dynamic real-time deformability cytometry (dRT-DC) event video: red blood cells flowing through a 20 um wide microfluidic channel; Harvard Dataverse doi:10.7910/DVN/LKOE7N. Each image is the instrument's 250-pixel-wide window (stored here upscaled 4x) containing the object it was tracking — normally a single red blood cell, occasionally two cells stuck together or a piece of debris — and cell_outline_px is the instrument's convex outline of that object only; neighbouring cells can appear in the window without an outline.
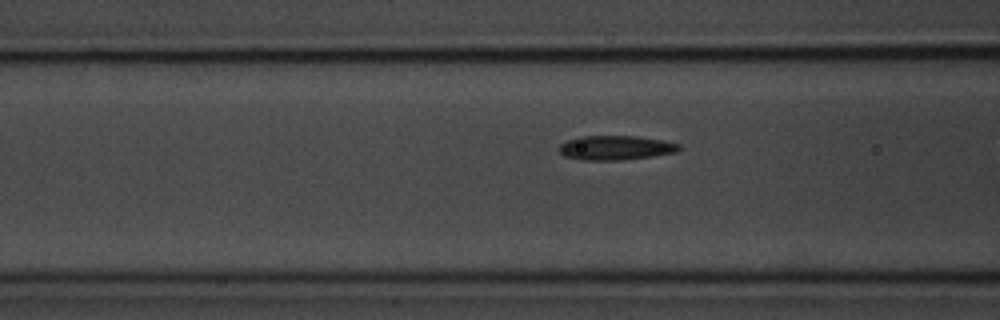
{"species": "common noctule bat (a hibernating species)", "species_latin": "Nyctalus noctula", "temperature_condition": "room temperature", "stored_images_in_passage": 42, "camera_frame_rate_fps": 3000, "um_per_image_px": 0.085, "animal": {"sex": "male", "body_mass_g": 20.1, "forearm_length_mm": 53.5}, "frame": {"image": 1, "passage_image": 19, "time_ms": 6.0, "image_size_px": [1000, 320], "cell_outline_px": [[680, 148], [676, 152], [652, 156], [624, 160], [580, 160], [564, 156], [560, 152], [560, 144], [568, 140], [580, 136], [636, 136], [660, 140], [680, 144]], "centroid_in_image_um": [52.3, 12.56], "position_along_channel_um": 114.3, "area_um2": 16.94}}